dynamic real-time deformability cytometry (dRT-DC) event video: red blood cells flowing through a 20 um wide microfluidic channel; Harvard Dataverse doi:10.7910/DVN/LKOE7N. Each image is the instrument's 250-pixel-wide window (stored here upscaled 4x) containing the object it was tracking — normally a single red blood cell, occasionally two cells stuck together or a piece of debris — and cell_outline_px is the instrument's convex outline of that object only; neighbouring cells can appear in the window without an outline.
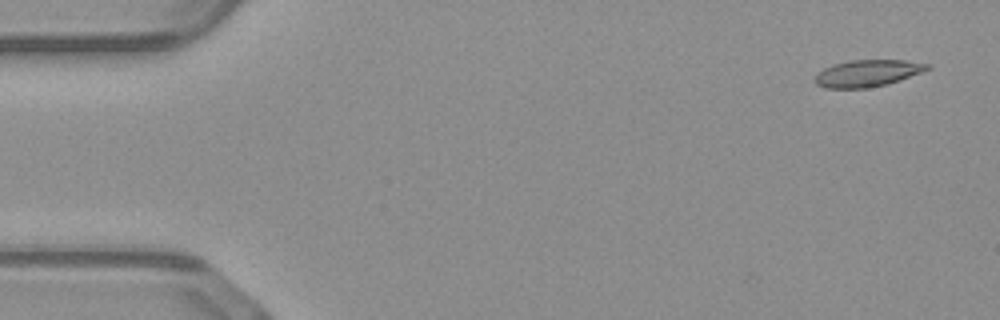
{"species": "common noctule bat (a hibernating species)", "species_latin": "Nyctalus noctula", "temperature_condition": "warm", "stored_images_in_passage": 2, "camera_frame_rate_fps": 3000, "um_per_image_px": 0.085, "animal": {"sex": "male", "body_mass_g": 23.1, "forearm_length_mm": 52.7}, "frame": {"image": 1, "passage_image": 2, "time_ms": 0.333, "image_size_px": [1000, 320], "cell_outline_px": [[932, 68], [884, 84], [864, 88], [824, 88], [816, 84], [812, 80], [816, 72], [832, 64], [848, 60], [904, 60], [932, 64]], "centroid_in_image_um": [73.65, 6.21], "position_along_channel_um": 11.4, "area_um2": 17.51}}